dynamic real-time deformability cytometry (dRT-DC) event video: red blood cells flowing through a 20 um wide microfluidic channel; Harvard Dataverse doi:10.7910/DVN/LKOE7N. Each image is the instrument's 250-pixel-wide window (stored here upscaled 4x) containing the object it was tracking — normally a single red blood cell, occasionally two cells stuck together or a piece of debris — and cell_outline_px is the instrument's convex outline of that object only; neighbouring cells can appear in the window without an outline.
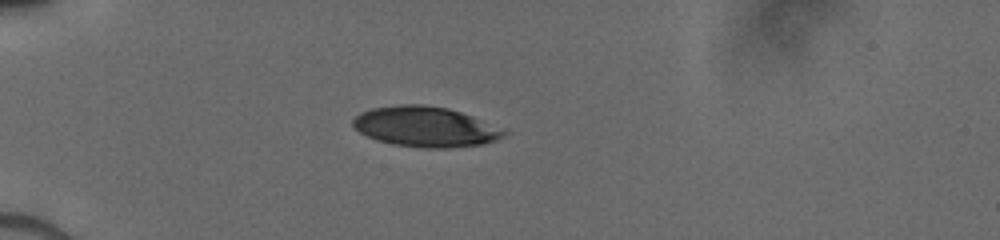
{"species": "human", "species_latin": "Homo sapiens", "temperature_condition": "cold", "stored_images_in_passage": 37, "camera_frame_rate_fps": 3000, "um_per_image_px": 0.085, "donor": {"sex": "male"}, "frame": {"image": 1, "passage_image": 1, "time_ms": 0.0, "image_size_px": [1000, 240], "cell_outline_px": [[508, 132], [504, 136], [496, 140], [484, 144], [444, 148], [428, 148], [392, 144], [376, 140], [360, 132], [352, 124], [352, 120], [360, 112], [372, 108], [400, 104], [424, 104], [448, 108], [472, 116]], "centroid_in_image_um": [36.13, 10.77], "position_along_channel_um": 48.9, "area_um2": 35.2}}
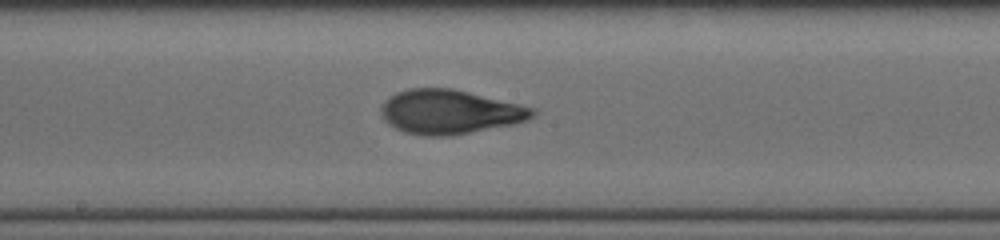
{"frame": {"image": 2, "passage_image": 15, "time_ms": 4.667, "image_size_px": [1000, 240], "cell_outline_px": [[536, 112], [528, 120], [512, 124], [448, 136], [424, 136], [404, 132], [388, 124], [384, 120], [380, 112], [380, 108], [384, 100], [388, 96], [396, 92], [408, 88], [452, 88], [536, 108]], "centroid_in_image_um": [38.18, 9.5], "position_along_channel_um": 210.0, "area_um2": 39.02}}
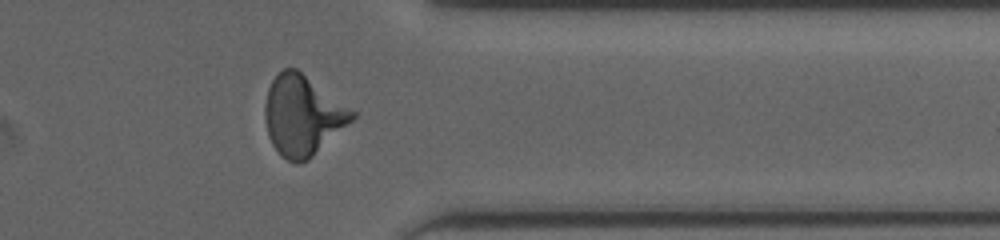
{"frame": {"image": 3, "passage_image": 28, "time_ms": 9.0, "image_size_px": [1000, 240], "cell_outline_px": [[356, 116], [352, 120], [308, 160], [300, 164], [296, 164], [280, 156], [272, 144], [268, 136], [264, 116], [264, 104], [268, 88], [272, 80], [284, 68], [296, 68], [356, 112]], "centroid_in_image_um": [25.68, 9.83], "position_along_channel_um": 385.7, "area_um2": 40.34}}